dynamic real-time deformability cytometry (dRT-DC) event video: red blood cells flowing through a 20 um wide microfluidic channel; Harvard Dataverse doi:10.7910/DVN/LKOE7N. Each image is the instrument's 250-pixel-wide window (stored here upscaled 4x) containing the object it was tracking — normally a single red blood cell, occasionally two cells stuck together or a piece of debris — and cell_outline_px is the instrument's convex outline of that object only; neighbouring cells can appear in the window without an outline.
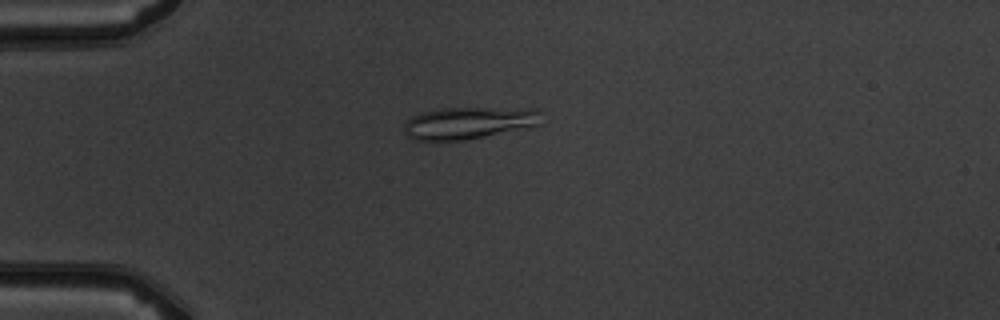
{"species": "common noctule bat (a hibernating species)", "species_latin": "Nyctalus noctula", "temperature_condition": "warm", "stored_images_in_passage": 7, "camera_frame_rate_fps": 3000, "um_per_image_px": 0.085, "animal": {"sex": "male", "body_mass_g": 19.5, "forearm_length_mm": 54.6}, "frame": {"image": 1, "passage_image": 4, "time_ms": 3.667, "image_size_px": [1000, 320], "cell_outline_px": [[540, 124], [484, 136], [464, 140], [412, 140], [404, 132], [404, 120], [420, 112], [436, 108], [536, 108], [540, 112]], "centroid_in_image_um": [39.76, 10.43], "position_along_channel_um": 45.2, "area_um2": 25.66}}